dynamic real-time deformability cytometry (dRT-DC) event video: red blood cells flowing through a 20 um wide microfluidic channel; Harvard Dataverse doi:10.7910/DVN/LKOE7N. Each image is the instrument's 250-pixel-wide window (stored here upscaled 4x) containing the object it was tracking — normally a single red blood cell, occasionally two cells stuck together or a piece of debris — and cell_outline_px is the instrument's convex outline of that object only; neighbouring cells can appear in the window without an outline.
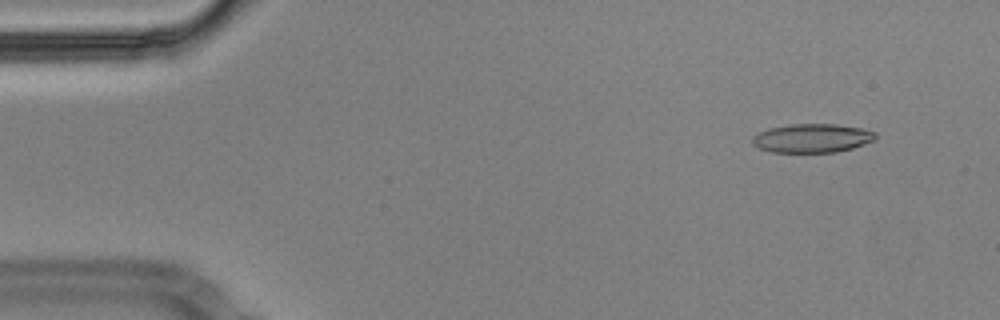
{"species": "Egyptian fruit bat (a non-hibernating species)", "species_latin": "Rousettus aegyptiacus", "temperature_condition": "cold", "stored_images_in_passage": 17, "camera_frame_rate_fps": 3000, "um_per_image_px": 0.085, "animal": {"sex": "male"}, "frame": {"image": 1, "passage_image": 5, "time_ms": 1.333, "image_size_px": [1000, 320], "cell_outline_px": [[876, 140], [852, 148], [836, 152], [772, 152], [760, 148], [752, 144], [752, 136], [768, 128], [792, 124], [836, 124], [860, 128], [876, 132]], "centroid_in_image_um": [69.03, 11.74], "position_along_channel_um": 16.0, "area_um2": 20.63}}
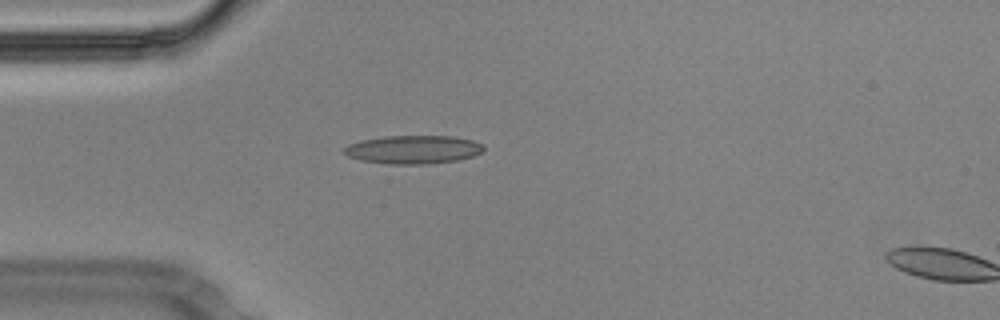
{"frame": {"image": 2, "passage_image": 15, "time_ms": 4.667, "image_size_px": [1000, 320], "cell_outline_px": [[484, 148], [480, 152], [472, 156], [456, 160], [428, 164], [388, 164], [360, 160], [348, 156], [340, 152], [348, 144], [360, 140], [384, 136], [452, 136], [472, 140], [484, 144]], "centroid_in_image_um": [35.07, 12.71], "position_along_channel_um": 49.9, "area_um2": 23.18}}